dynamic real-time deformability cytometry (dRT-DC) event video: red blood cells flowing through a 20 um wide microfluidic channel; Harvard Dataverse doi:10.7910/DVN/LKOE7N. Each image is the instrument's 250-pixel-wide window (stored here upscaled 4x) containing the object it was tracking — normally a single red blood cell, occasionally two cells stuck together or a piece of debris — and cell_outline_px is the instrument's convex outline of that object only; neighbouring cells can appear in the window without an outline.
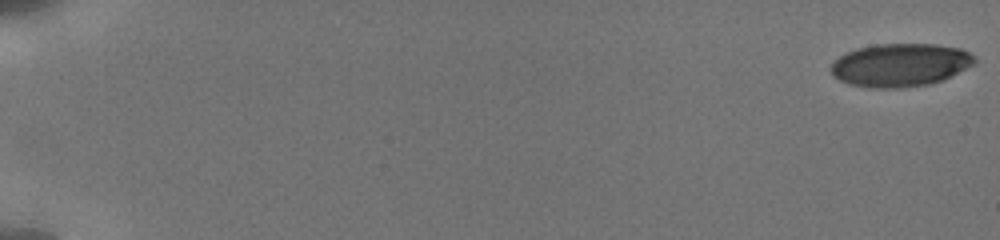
{"species": "human", "species_latin": "Homo sapiens", "temperature_condition": "cold", "stored_images_in_passage": 48, "camera_frame_rate_fps": 3000, "um_per_image_px": 0.085, "donor": {"sex": "male"}, "frame": {"image": 1, "passage_image": 1, "time_ms": 0.0, "image_size_px": [1000, 240], "cell_outline_px": [[976, 64], [944, 80], [928, 84], [896, 88], [872, 88], [848, 84], [832, 76], [832, 64], [840, 56], [856, 48], [876, 44], [936, 44], [960, 48], [976, 56]], "centroid_in_image_um": [76.56, 5.52], "position_along_channel_um": 8.4, "area_um2": 36.24}}
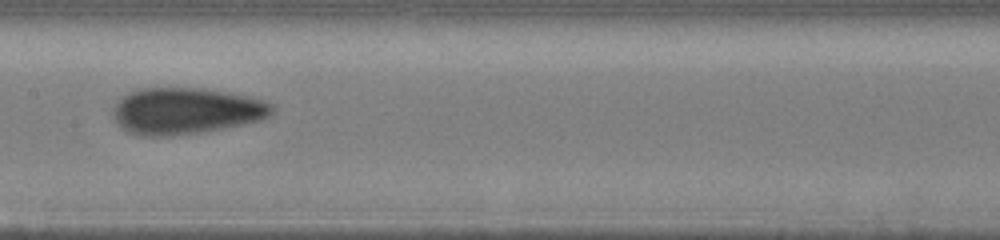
{"frame": {"image": 2, "passage_image": 28, "time_ms": 10.0, "image_size_px": [1000, 240], "cell_outline_px": [[276, 112], [272, 116], [260, 120], [224, 128], [200, 132], [172, 136], [140, 136], [128, 132], [120, 128], [112, 116], [112, 108], [128, 92], [144, 88], [204, 88], [232, 92], [264, 100], [272, 104], [276, 108]], "centroid_in_image_um": [15.83, 9.43], "position_along_channel_um": 191.6, "area_um2": 43.58}}
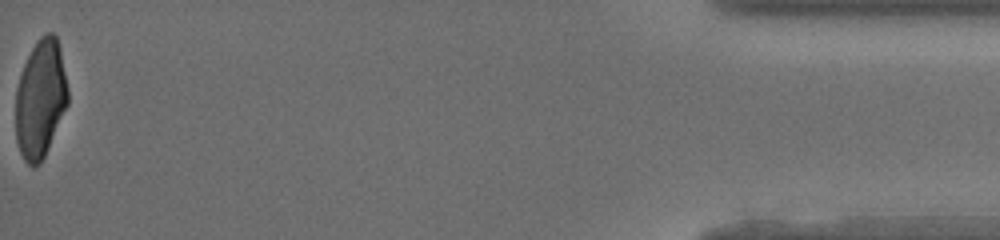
{"frame": {"image": 3, "passage_image": 48, "time_ms": 18.333, "image_size_px": [1000, 240], "cell_outline_px": [[68, 104], [44, 156], [40, 164], [32, 168], [24, 160], [20, 152], [16, 140], [16, 88], [24, 64], [36, 40], [44, 32], [52, 32], [56, 36], [60, 48], [68, 88]], "centroid_in_image_um": [3.44, 8.39], "position_along_channel_um": 431.8, "area_um2": 36.01}, "authors_computed_cell_mechanics": {"area_um2": 38.7838, "velocity_mm_per_s": 3.8627, "shape_relaxation_time_tau1_ms": 6.4733, "shape_relaxation_time_tau2_ms": 1.6603, "deformation_change_tau1": 0.1956, "deformation_change_tau2": 0.0748}}